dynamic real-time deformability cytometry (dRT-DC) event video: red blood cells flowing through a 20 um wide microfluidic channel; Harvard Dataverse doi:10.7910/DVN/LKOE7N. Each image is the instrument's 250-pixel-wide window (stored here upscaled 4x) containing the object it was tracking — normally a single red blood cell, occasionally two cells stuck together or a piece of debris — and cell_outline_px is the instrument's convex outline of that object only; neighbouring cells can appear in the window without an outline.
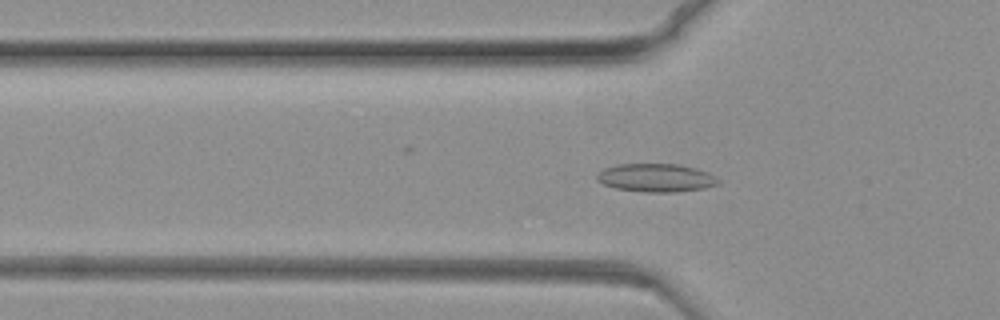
{"species": "common noctule bat (a hibernating species)", "species_latin": "Nyctalus noctula", "temperature_condition": "warm", "stored_images_in_passage": 68, "camera_frame_rate_fps": 3000, "um_per_image_px": 0.085, "animal": {"sex": "female", "body_mass_g": 19.3, "forearm_length_mm": 54.1}, "frame": {"image": 1, "passage_image": 15, "time_ms": 4.667, "image_size_px": [1000, 320], "cell_outline_px": [[720, 184], [704, 188], [676, 192], [644, 192], [616, 188], [604, 184], [596, 180], [596, 176], [604, 168], [616, 164], [680, 164], [696, 168], [708, 172], [720, 180]], "centroid_in_image_um": [55.78, 15.11], "position_along_channel_um": 70.0, "area_um2": 20.06}}
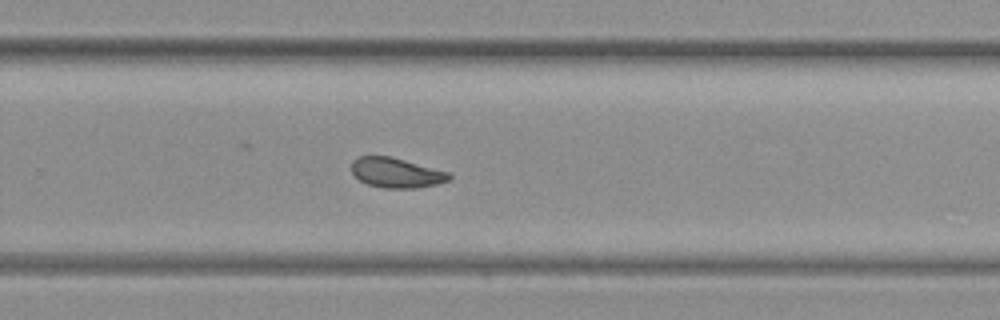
{"frame": {"image": 2, "passage_image": 41, "time_ms": 13.333, "image_size_px": [1000, 320], "cell_outline_px": [[452, 176], [448, 180], [436, 184], [416, 188], [380, 188], [368, 184], [360, 180], [352, 172], [352, 160], [360, 156], [388, 156], [404, 160], [448, 172]], "centroid_in_image_um": [33.66, 14.69], "position_along_channel_um": 296.1, "area_um2": 16.76}}
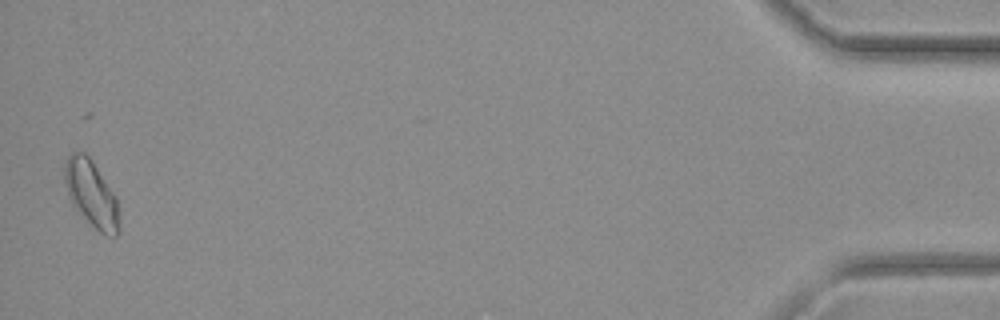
{"frame": {"image": 3, "passage_image": 67, "time_ms": 22.0, "image_size_px": [1000, 320], "cell_outline_px": [[120, 232], [116, 236], [104, 236], [88, 224], [72, 204], [68, 196], [64, 180], [64, 164], [68, 156], [72, 152], [84, 152], [92, 160], [116, 196], [120, 216]], "centroid_in_image_um": [7.78, 16.53], "position_along_channel_um": 427.4, "area_um2": 21.68}}